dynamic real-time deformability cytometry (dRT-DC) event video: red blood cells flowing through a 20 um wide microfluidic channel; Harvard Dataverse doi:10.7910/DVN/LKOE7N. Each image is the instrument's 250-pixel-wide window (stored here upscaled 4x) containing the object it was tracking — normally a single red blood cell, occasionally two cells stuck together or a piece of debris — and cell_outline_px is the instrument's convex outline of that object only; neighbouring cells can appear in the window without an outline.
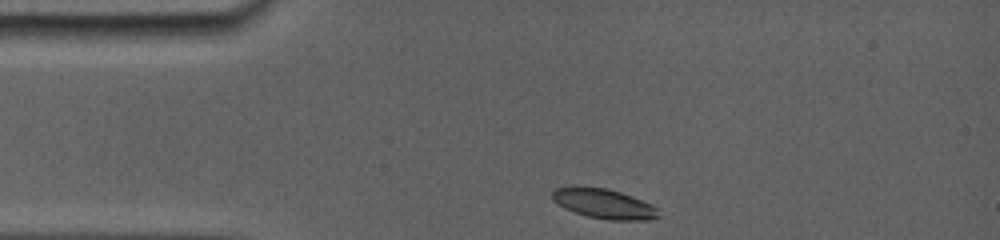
{"species": "common noctule bat (a hibernating species)", "species_latin": "Nyctalus noctula", "temperature_condition": "room temperature", "stored_images_in_passage": 27, "camera_frame_rate_fps": 5000, "um_per_image_px": 0.085, "animal": {"sex": "female", "body_mass_g": 19.0, "forearm_length_mm": 56.7}, "frame": {"image": 1, "passage_image": 1, "time_ms": 0.0, "image_size_px": [1000, 240], "cell_outline_px": [[664, 216], [652, 220], [608, 220], [588, 216], [564, 208], [552, 200], [552, 188], [608, 188], [632, 196], [652, 204]], "centroid_in_image_um": [51.42, 17.35], "position_along_channel_um": 33.6, "area_um2": 18.32}}
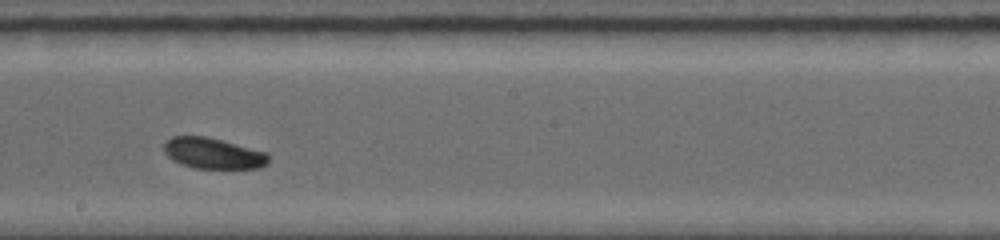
{"frame": {"image": 2, "passage_image": 15, "time_ms": 6.0, "image_size_px": [1000, 240], "cell_outline_px": [[268, 160], [260, 168], [192, 168], [180, 164], [172, 160], [164, 152], [164, 144], [172, 136], [204, 136], [268, 152]], "centroid_in_image_um": [18.09, 13.04], "position_along_channel_um": 230.1, "area_um2": 18.67}}
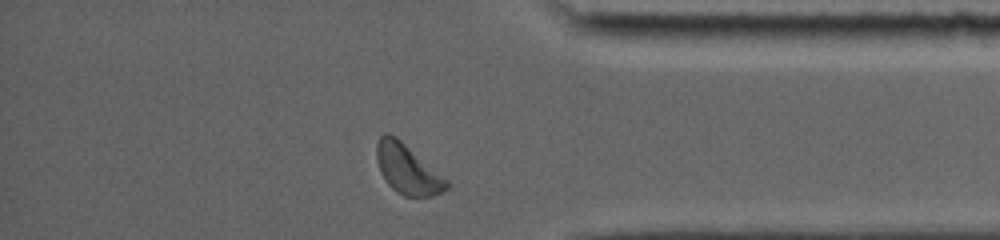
{"frame": {"image": 3, "passage_image": 26, "time_ms": 10.6, "image_size_px": [1000, 240], "cell_outline_px": [[448, 188], [432, 196], [404, 196], [396, 192], [388, 184], [380, 172], [376, 160], [376, 144], [380, 136], [384, 132], [388, 132], [396, 136], [448, 180]], "centroid_in_image_um": [34.59, 14.36], "position_along_channel_um": 400.6, "area_um2": 20.17}, "authors_computed_cell_mechanics": {"area_um2": 18.7272, "velocity_mm_per_s": 3.819, "shape_relaxation_time_tau1_ms": 2.2336, "shape_relaxation_time_tau2_ms": null, "deformation_change_tau1": 0.0688, "deformation_change_tau2": null}}